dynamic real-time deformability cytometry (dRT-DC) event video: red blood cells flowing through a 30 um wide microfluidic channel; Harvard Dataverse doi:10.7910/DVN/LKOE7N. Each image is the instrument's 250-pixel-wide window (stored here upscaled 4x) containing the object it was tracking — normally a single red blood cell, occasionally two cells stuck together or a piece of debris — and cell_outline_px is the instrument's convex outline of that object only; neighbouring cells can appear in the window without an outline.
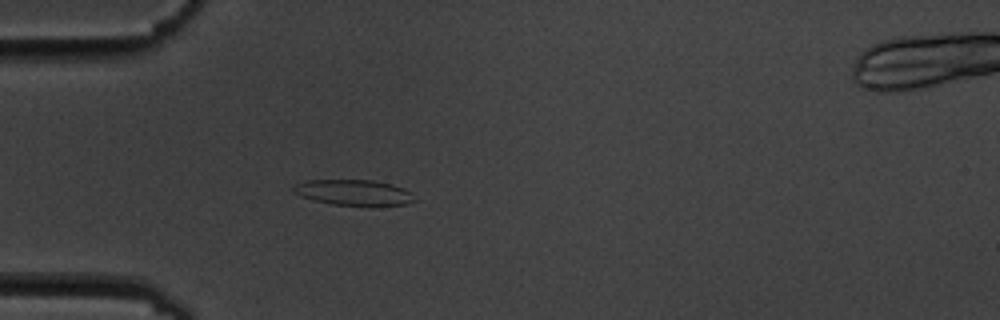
{"species": "common noctule bat (a hibernating species)", "species_latin": "Nyctalus noctula", "temperature_condition": "cold", "stored_images_in_passage": 5, "camera_frame_rate_fps": 3000, "um_per_image_px": 0.085, "animal": {"sex": "male", "body_mass_g": 19.5, "forearm_length_mm": 54.6}, "frame": {"image": 1, "passage_image": 4, "time_ms": 3.333, "image_size_px": [1000, 320], "cell_outline_px": [[416, 200], [408, 204], [372, 208], [332, 204], [300, 196], [292, 192], [292, 184], [308, 180], [372, 180], [392, 184], [404, 188], [412, 192]], "centroid_in_image_um": [30.12, 16.4], "position_along_channel_um": 54.9, "area_um2": 18.9}}